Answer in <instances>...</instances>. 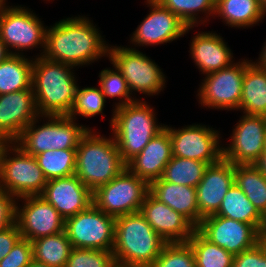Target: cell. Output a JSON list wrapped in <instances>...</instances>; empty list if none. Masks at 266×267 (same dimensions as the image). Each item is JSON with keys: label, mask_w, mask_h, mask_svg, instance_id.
I'll return each instance as SVG.
<instances>
[{"label": "cell", "mask_w": 266, "mask_h": 267, "mask_svg": "<svg viewBox=\"0 0 266 267\" xmlns=\"http://www.w3.org/2000/svg\"><path fill=\"white\" fill-rule=\"evenodd\" d=\"M86 16L61 19L47 26L43 57L78 68L108 57L109 43ZM107 43V44H106Z\"/></svg>", "instance_id": "cell-1"}, {"label": "cell", "mask_w": 266, "mask_h": 267, "mask_svg": "<svg viewBox=\"0 0 266 267\" xmlns=\"http://www.w3.org/2000/svg\"><path fill=\"white\" fill-rule=\"evenodd\" d=\"M75 67L50 61L43 56L34 58L32 88L40 116H68L78 88Z\"/></svg>", "instance_id": "cell-2"}, {"label": "cell", "mask_w": 266, "mask_h": 267, "mask_svg": "<svg viewBox=\"0 0 266 267\" xmlns=\"http://www.w3.org/2000/svg\"><path fill=\"white\" fill-rule=\"evenodd\" d=\"M166 244L140 212L115 220L112 253L117 267H151Z\"/></svg>", "instance_id": "cell-3"}, {"label": "cell", "mask_w": 266, "mask_h": 267, "mask_svg": "<svg viewBox=\"0 0 266 267\" xmlns=\"http://www.w3.org/2000/svg\"><path fill=\"white\" fill-rule=\"evenodd\" d=\"M94 131L89 129L80 139L75 167V175L92 192L126 168L113 136L108 138Z\"/></svg>", "instance_id": "cell-4"}, {"label": "cell", "mask_w": 266, "mask_h": 267, "mask_svg": "<svg viewBox=\"0 0 266 267\" xmlns=\"http://www.w3.org/2000/svg\"><path fill=\"white\" fill-rule=\"evenodd\" d=\"M112 110L110 126L113 135L111 136L117 143L125 163L139 154L165 127V124H158L156 113L146 100L137 99L135 102Z\"/></svg>", "instance_id": "cell-5"}, {"label": "cell", "mask_w": 266, "mask_h": 267, "mask_svg": "<svg viewBox=\"0 0 266 267\" xmlns=\"http://www.w3.org/2000/svg\"><path fill=\"white\" fill-rule=\"evenodd\" d=\"M41 117L43 121L45 118L46 122L37 125ZM78 124L69 116H39L22 131L14 142L32 156L47 150L77 149L80 139L89 129H92Z\"/></svg>", "instance_id": "cell-6"}, {"label": "cell", "mask_w": 266, "mask_h": 267, "mask_svg": "<svg viewBox=\"0 0 266 267\" xmlns=\"http://www.w3.org/2000/svg\"><path fill=\"white\" fill-rule=\"evenodd\" d=\"M46 183L35 156L26 153L14 141L8 142L0 159V189L21 198L40 195Z\"/></svg>", "instance_id": "cell-7"}, {"label": "cell", "mask_w": 266, "mask_h": 267, "mask_svg": "<svg viewBox=\"0 0 266 267\" xmlns=\"http://www.w3.org/2000/svg\"><path fill=\"white\" fill-rule=\"evenodd\" d=\"M108 58L126 80L131 94L138 92L150 97L164 90L166 76L162 69L135 47L109 45Z\"/></svg>", "instance_id": "cell-8"}, {"label": "cell", "mask_w": 266, "mask_h": 267, "mask_svg": "<svg viewBox=\"0 0 266 267\" xmlns=\"http://www.w3.org/2000/svg\"><path fill=\"white\" fill-rule=\"evenodd\" d=\"M149 184L125 168L107 184L92 192V204L112 217L139 212Z\"/></svg>", "instance_id": "cell-9"}, {"label": "cell", "mask_w": 266, "mask_h": 267, "mask_svg": "<svg viewBox=\"0 0 266 267\" xmlns=\"http://www.w3.org/2000/svg\"><path fill=\"white\" fill-rule=\"evenodd\" d=\"M42 22L31 9L9 5L0 12V38L12 55H24L23 51L40 45L43 50L36 57L42 56L47 30Z\"/></svg>", "instance_id": "cell-10"}, {"label": "cell", "mask_w": 266, "mask_h": 267, "mask_svg": "<svg viewBox=\"0 0 266 267\" xmlns=\"http://www.w3.org/2000/svg\"><path fill=\"white\" fill-rule=\"evenodd\" d=\"M115 220L91 204L65 220V231L73 248L113 251Z\"/></svg>", "instance_id": "cell-11"}, {"label": "cell", "mask_w": 266, "mask_h": 267, "mask_svg": "<svg viewBox=\"0 0 266 267\" xmlns=\"http://www.w3.org/2000/svg\"><path fill=\"white\" fill-rule=\"evenodd\" d=\"M251 60L241 59L231 66L206 74L199 85V104L210 109L239 110L246 65Z\"/></svg>", "instance_id": "cell-12"}, {"label": "cell", "mask_w": 266, "mask_h": 267, "mask_svg": "<svg viewBox=\"0 0 266 267\" xmlns=\"http://www.w3.org/2000/svg\"><path fill=\"white\" fill-rule=\"evenodd\" d=\"M206 126L192 124L177 129L165 125L164 128L171 138L173 156L205 162L208 165L220 161L223 158L220 131Z\"/></svg>", "instance_id": "cell-13"}, {"label": "cell", "mask_w": 266, "mask_h": 267, "mask_svg": "<svg viewBox=\"0 0 266 267\" xmlns=\"http://www.w3.org/2000/svg\"><path fill=\"white\" fill-rule=\"evenodd\" d=\"M150 12L132 33L130 43L134 46L167 44L187 34L194 26H187L176 14L156 0L145 1Z\"/></svg>", "instance_id": "cell-14"}, {"label": "cell", "mask_w": 266, "mask_h": 267, "mask_svg": "<svg viewBox=\"0 0 266 267\" xmlns=\"http://www.w3.org/2000/svg\"><path fill=\"white\" fill-rule=\"evenodd\" d=\"M17 200L16 224L22 238L33 241L65 230V219L42 196L30 195ZM20 200L23 206L18 205Z\"/></svg>", "instance_id": "cell-15"}, {"label": "cell", "mask_w": 266, "mask_h": 267, "mask_svg": "<svg viewBox=\"0 0 266 267\" xmlns=\"http://www.w3.org/2000/svg\"><path fill=\"white\" fill-rule=\"evenodd\" d=\"M235 125L230 144L223 146V158L234 165L254 164L264 152L266 117L244 114Z\"/></svg>", "instance_id": "cell-16"}, {"label": "cell", "mask_w": 266, "mask_h": 267, "mask_svg": "<svg viewBox=\"0 0 266 267\" xmlns=\"http://www.w3.org/2000/svg\"><path fill=\"white\" fill-rule=\"evenodd\" d=\"M196 230L234 256L260 242L259 231L253 225L218 215L203 218Z\"/></svg>", "instance_id": "cell-17"}, {"label": "cell", "mask_w": 266, "mask_h": 267, "mask_svg": "<svg viewBox=\"0 0 266 267\" xmlns=\"http://www.w3.org/2000/svg\"><path fill=\"white\" fill-rule=\"evenodd\" d=\"M139 212L167 243H185L196 230L186 217L158 201L150 193L146 195Z\"/></svg>", "instance_id": "cell-18"}, {"label": "cell", "mask_w": 266, "mask_h": 267, "mask_svg": "<svg viewBox=\"0 0 266 267\" xmlns=\"http://www.w3.org/2000/svg\"><path fill=\"white\" fill-rule=\"evenodd\" d=\"M39 116L33 88L0 95V137L9 142Z\"/></svg>", "instance_id": "cell-19"}, {"label": "cell", "mask_w": 266, "mask_h": 267, "mask_svg": "<svg viewBox=\"0 0 266 267\" xmlns=\"http://www.w3.org/2000/svg\"><path fill=\"white\" fill-rule=\"evenodd\" d=\"M66 220L92 204V191L74 174L47 180L40 194Z\"/></svg>", "instance_id": "cell-20"}, {"label": "cell", "mask_w": 266, "mask_h": 267, "mask_svg": "<svg viewBox=\"0 0 266 267\" xmlns=\"http://www.w3.org/2000/svg\"><path fill=\"white\" fill-rule=\"evenodd\" d=\"M234 184V164L222 158L206 167L196 187L197 204L202 218L215 215L229 188Z\"/></svg>", "instance_id": "cell-21"}, {"label": "cell", "mask_w": 266, "mask_h": 267, "mask_svg": "<svg viewBox=\"0 0 266 267\" xmlns=\"http://www.w3.org/2000/svg\"><path fill=\"white\" fill-rule=\"evenodd\" d=\"M172 157L171 138L164 128L148 142L139 154L126 163V168L150 184L162 177Z\"/></svg>", "instance_id": "cell-22"}, {"label": "cell", "mask_w": 266, "mask_h": 267, "mask_svg": "<svg viewBox=\"0 0 266 267\" xmlns=\"http://www.w3.org/2000/svg\"><path fill=\"white\" fill-rule=\"evenodd\" d=\"M191 40L189 53L203 75L225 69L234 63L233 52L220 34L202 31Z\"/></svg>", "instance_id": "cell-23"}, {"label": "cell", "mask_w": 266, "mask_h": 267, "mask_svg": "<svg viewBox=\"0 0 266 267\" xmlns=\"http://www.w3.org/2000/svg\"><path fill=\"white\" fill-rule=\"evenodd\" d=\"M149 193L158 201L182 214L195 227L203 219L199 213L195 187L178 185L160 178L149 184Z\"/></svg>", "instance_id": "cell-24"}, {"label": "cell", "mask_w": 266, "mask_h": 267, "mask_svg": "<svg viewBox=\"0 0 266 267\" xmlns=\"http://www.w3.org/2000/svg\"><path fill=\"white\" fill-rule=\"evenodd\" d=\"M239 110L243 114L266 117V69L256 66L252 60L244 72Z\"/></svg>", "instance_id": "cell-25"}, {"label": "cell", "mask_w": 266, "mask_h": 267, "mask_svg": "<svg viewBox=\"0 0 266 267\" xmlns=\"http://www.w3.org/2000/svg\"><path fill=\"white\" fill-rule=\"evenodd\" d=\"M216 15L231 28L252 27L265 18L260 0H216Z\"/></svg>", "instance_id": "cell-26"}, {"label": "cell", "mask_w": 266, "mask_h": 267, "mask_svg": "<svg viewBox=\"0 0 266 267\" xmlns=\"http://www.w3.org/2000/svg\"><path fill=\"white\" fill-rule=\"evenodd\" d=\"M34 58L10 55L0 63V95L32 88Z\"/></svg>", "instance_id": "cell-27"}, {"label": "cell", "mask_w": 266, "mask_h": 267, "mask_svg": "<svg viewBox=\"0 0 266 267\" xmlns=\"http://www.w3.org/2000/svg\"><path fill=\"white\" fill-rule=\"evenodd\" d=\"M33 260L51 267H65L72 250L66 231L31 241Z\"/></svg>", "instance_id": "cell-28"}, {"label": "cell", "mask_w": 266, "mask_h": 267, "mask_svg": "<svg viewBox=\"0 0 266 267\" xmlns=\"http://www.w3.org/2000/svg\"><path fill=\"white\" fill-rule=\"evenodd\" d=\"M215 215L251 224L258 231L262 222V215L235 183L225 194Z\"/></svg>", "instance_id": "cell-29"}, {"label": "cell", "mask_w": 266, "mask_h": 267, "mask_svg": "<svg viewBox=\"0 0 266 267\" xmlns=\"http://www.w3.org/2000/svg\"><path fill=\"white\" fill-rule=\"evenodd\" d=\"M234 183L262 215L266 211V176L254 164L234 165Z\"/></svg>", "instance_id": "cell-30"}, {"label": "cell", "mask_w": 266, "mask_h": 267, "mask_svg": "<svg viewBox=\"0 0 266 267\" xmlns=\"http://www.w3.org/2000/svg\"><path fill=\"white\" fill-rule=\"evenodd\" d=\"M187 243L194 253L196 267H232L234 255L209 242L195 230Z\"/></svg>", "instance_id": "cell-31"}, {"label": "cell", "mask_w": 266, "mask_h": 267, "mask_svg": "<svg viewBox=\"0 0 266 267\" xmlns=\"http://www.w3.org/2000/svg\"><path fill=\"white\" fill-rule=\"evenodd\" d=\"M207 166L205 162L173 156L161 178L167 182L196 188Z\"/></svg>", "instance_id": "cell-32"}, {"label": "cell", "mask_w": 266, "mask_h": 267, "mask_svg": "<svg viewBox=\"0 0 266 267\" xmlns=\"http://www.w3.org/2000/svg\"><path fill=\"white\" fill-rule=\"evenodd\" d=\"M35 158L47 180L75 174L76 149L47 150Z\"/></svg>", "instance_id": "cell-33"}, {"label": "cell", "mask_w": 266, "mask_h": 267, "mask_svg": "<svg viewBox=\"0 0 266 267\" xmlns=\"http://www.w3.org/2000/svg\"><path fill=\"white\" fill-rule=\"evenodd\" d=\"M163 7L176 14L187 26L206 24L214 16L216 0H156ZM204 13L206 18L200 17ZM199 15V16H198ZM200 17V18H199ZM209 17V18H208ZM202 18V19H201ZM205 19V20H203ZM199 23V24H198Z\"/></svg>", "instance_id": "cell-34"}, {"label": "cell", "mask_w": 266, "mask_h": 267, "mask_svg": "<svg viewBox=\"0 0 266 267\" xmlns=\"http://www.w3.org/2000/svg\"><path fill=\"white\" fill-rule=\"evenodd\" d=\"M105 103L106 97L100 87L80 88L78 85L74 104L68 116L77 119L76 116L90 118L101 114L104 117Z\"/></svg>", "instance_id": "cell-35"}, {"label": "cell", "mask_w": 266, "mask_h": 267, "mask_svg": "<svg viewBox=\"0 0 266 267\" xmlns=\"http://www.w3.org/2000/svg\"><path fill=\"white\" fill-rule=\"evenodd\" d=\"M99 86L104 96L107 98L118 99L119 102L115 103L114 109L126 104L135 102L136 96L133 98V94L128 89L126 80L122 74L116 70V68H105L99 73ZM132 95V96H131ZM120 99V100H119Z\"/></svg>", "instance_id": "cell-36"}, {"label": "cell", "mask_w": 266, "mask_h": 267, "mask_svg": "<svg viewBox=\"0 0 266 267\" xmlns=\"http://www.w3.org/2000/svg\"><path fill=\"white\" fill-rule=\"evenodd\" d=\"M151 267H196L191 246L185 243H167Z\"/></svg>", "instance_id": "cell-37"}, {"label": "cell", "mask_w": 266, "mask_h": 267, "mask_svg": "<svg viewBox=\"0 0 266 267\" xmlns=\"http://www.w3.org/2000/svg\"><path fill=\"white\" fill-rule=\"evenodd\" d=\"M65 267H117L112 251L72 248Z\"/></svg>", "instance_id": "cell-38"}, {"label": "cell", "mask_w": 266, "mask_h": 267, "mask_svg": "<svg viewBox=\"0 0 266 267\" xmlns=\"http://www.w3.org/2000/svg\"><path fill=\"white\" fill-rule=\"evenodd\" d=\"M32 260V243L21 237L11 251L0 261V267H27Z\"/></svg>", "instance_id": "cell-39"}, {"label": "cell", "mask_w": 266, "mask_h": 267, "mask_svg": "<svg viewBox=\"0 0 266 267\" xmlns=\"http://www.w3.org/2000/svg\"><path fill=\"white\" fill-rule=\"evenodd\" d=\"M232 267H266V243L260 241L235 255Z\"/></svg>", "instance_id": "cell-40"}, {"label": "cell", "mask_w": 266, "mask_h": 267, "mask_svg": "<svg viewBox=\"0 0 266 267\" xmlns=\"http://www.w3.org/2000/svg\"><path fill=\"white\" fill-rule=\"evenodd\" d=\"M17 198L0 189V232L16 223Z\"/></svg>", "instance_id": "cell-41"}, {"label": "cell", "mask_w": 266, "mask_h": 267, "mask_svg": "<svg viewBox=\"0 0 266 267\" xmlns=\"http://www.w3.org/2000/svg\"><path fill=\"white\" fill-rule=\"evenodd\" d=\"M20 238L21 233L16 223L0 232V261L11 251Z\"/></svg>", "instance_id": "cell-42"}, {"label": "cell", "mask_w": 266, "mask_h": 267, "mask_svg": "<svg viewBox=\"0 0 266 267\" xmlns=\"http://www.w3.org/2000/svg\"><path fill=\"white\" fill-rule=\"evenodd\" d=\"M259 55V58L256 59V61L253 63L258 67L266 69V42H264V45Z\"/></svg>", "instance_id": "cell-43"}, {"label": "cell", "mask_w": 266, "mask_h": 267, "mask_svg": "<svg viewBox=\"0 0 266 267\" xmlns=\"http://www.w3.org/2000/svg\"><path fill=\"white\" fill-rule=\"evenodd\" d=\"M258 170L266 176V151L262 153L259 159L254 163Z\"/></svg>", "instance_id": "cell-44"}, {"label": "cell", "mask_w": 266, "mask_h": 267, "mask_svg": "<svg viewBox=\"0 0 266 267\" xmlns=\"http://www.w3.org/2000/svg\"><path fill=\"white\" fill-rule=\"evenodd\" d=\"M259 240L266 243V211L262 214V222L259 228Z\"/></svg>", "instance_id": "cell-45"}, {"label": "cell", "mask_w": 266, "mask_h": 267, "mask_svg": "<svg viewBox=\"0 0 266 267\" xmlns=\"http://www.w3.org/2000/svg\"><path fill=\"white\" fill-rule=\"evenodd\" d=\"M11 55L5 43L0 38V63Z\"/></svg>", "instance_id": "cell-46"}, {"label": "cell", "mask_w": 266, "mask_h": 267, "mask_svg": "<svg viewBox=\"0 0 266 267\" xmlns=\"http://www.w3.org/2000/svg\"><path fill=\"white\" fill-rule=\"evenodd\" d=\"M9 141L3 137H0V159H1V155L3 152V149L5 148V146L7 145Z\"/></svg>", "instance_id": "cell-47"}, {"label": "cell", "mask_w": 266, "mask_h": 267, "mask_svg": "<svg viewBox=\"0 0 266 267\" xmlns=\"http://www.w3.org/2000/svg\"><path fill=\"white\" fill-rule=\"evenodd\" d=\"M27 267H51V266L32 260Z\"/></svg>", "instance_id": "cell-48"}, {"label": "cell", "mask_w": 266, "mask_h": 267, "mask_svg": "<svg viewBox=\"0 0 266 267\" xmlns=\"http://www.w3.org/2000/svg\"><path fill=\"white\" fill-rule=\"evenodd\" d=\"M8 6L9 5L6 4V0H0V12Z\"/></svg>", "instance_id": "cell-49"}, {"label": "cell", "mask_w": 266, "mask_h": 267, "mask_svg": "<svg viewBox=\"0 0 266 267\" xmlns=\"http://www.w3.org/2000/svg\"><path fill=\"white\" fill-rule=\"evenodd\" d=\"M260 3H261L262 11L264 15L266 16V0H260Z\"/></svg>", "instance_id": "cell-50"}]
</instances>
